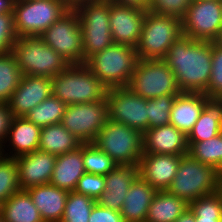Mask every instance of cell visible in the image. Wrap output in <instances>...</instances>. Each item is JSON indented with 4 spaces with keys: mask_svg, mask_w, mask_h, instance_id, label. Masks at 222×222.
<instances>
[{
    "mask_svg": "<svg viewBox=\"0 0 222 222\" xmlns=\"http://www.w3.org/2000/svg\"><path fill=\"white\" fill-rule=\"evenodd\" d=\"M138 176V165H117L105 175V189L96 203L120 212L127 192Z\"/></svg>",
    "mask_w": 222,
    "mask_h": 222,
    "instance_id": "cell-19",
    "label": "cell"
},
{
    "mask_svg": "<svg viewBox=\"0 0 222 222\" xmlns=\"http://www.w3.org/2000/svg\"><path fill=\"white\" fill-rule=\"evenodd\" d=\"M56 158V155L40 150L15 157L21 190L50 184Z\"/></svg>",
    "mask_w": 222,
    "mask_h": 222,
    "instance_id": "cell-18",
    "label": "cell"
},
{
    "mask_svg": "<svg viewBox=\"0 0 222 222\" xmlns=\"http://www.w3.org/2000/svg\"><path fill=\"white\" fill-rule=\"evenodd\" d=\"M96 201L74 191L68 193L61 222H88Z\"/></svg>",
    "mask_w": 222,
    "mask_h": 222,
    "instance_id": "cell-33",
    "label": "cell"
},
{
    "mask_svg": "<svg viewBox=\"0 0 222 222\" xmlns=\"http://www.w3.org/2000/svg\"><path fill=\"white\" fill-rule=\"evenodd\" d=\"M188 154L195 160L222 171V133L202 142H188Z\"/></svg>",
    "mask_w": 222,
    "mask_h": 222,
    "instance_id": "cell-31",
    "label": "cell"
},
{
    "mask_svg": "<svg viewBox=\"0 0 222 222\" xmlns=\"http://www.w3.org/2000/svg\"><path fill=\"white\" fill-rule=\"evenodd\" d=\"M52 95L68 105L105 100L108 88L86 66L69 65L51 78Z\"/></svg>",
    "mask_w": 222,
    "mask_h": 222,
    "instance_id": "cell-2",
    "label": "cell"
},
{
    "mask_svg": "<svg viewBox=\"0 0 222 222\" xmlns=\"http://www.w3.org/2000/svg\"><path fill=\"white\" fill-rule=\"evenodd\" d=\"M156 192L147 181L138 176L130 186L120 211L124 222H145Z\"/></svg>",
    "mask_w": 222,
    "mask_h": 222,
    "instance_id": "cell-24",
    "label": "cell"
},
{
    "mask_svg": "<svg viewBox=\"0 0 222 222\" xmlns=\"http://www.w3.org/2000/svg\"><path fill=\"white\" fill-rule=\"evenodd\" d=\"M22 73L12 52L0 55V102L8 103L18 87Z\"/></svg>",
    "mask_w": 222,
    "mask_h": 222,
    "instance_id": "cell-32",
    "label": "cell"
},
{
    "mask_svg": "<svg viewBox=\"0 0 222 222\" xmlns=\"http://www.w3.org/2000/svg\"><path fill=\"white\" fill-rule=\"evenodd\" d=\"M137 61L135 47L114 43L90 56L84 64L109 89L127 87Z\"/></svg>",
    "mask_w": 222,
    "mask_h": 222,
    "instance_id": "cell-3",
    "label": "cell"
},
{
    "mask_svg": "<svg viewBox=\"0 0 222 222\" xmlns=\"http://www.w3.org/2000/svg\"><path fill=\"white\" fill-rule=\"evenodd\" d=\"M67 105L51 95L35 106L24 117L40 128L61 123Z\"/></svg>",
    "mask_w": 222,
    "mask_h": 222,
    "instance_id": "cell-30",
    "label": "cell"
},
{
    "mask_svg": "<svg viewBox=\"0 0 222 222\" xmlns=\"http://www.w3.org/2000/svg\"><path fill=\"white\" fill-rule=\"evenodd\" d=\"M15 0H0V14L13 12V4Z\"/></svg>",
    "mask_w": 222,
    "mask_h": 222,
    "instance_id": "cell-45",
    "label": "cell"
},
{
    "mask_svg": "<svg viewBox=\"0 0 222 222\" xmlns=\"http://www.w3.org/2000/svg\"><path fill=\"white\" fill-rule=\"evenodd\" d=\"M105 189V175L84 173L78 180L74 192L89 196L95 201Z\"/></svg>",
    "mask_w": 222,
    "mask_h": 222,
    "instance_id": "cell-39",
    "label": "cell"
},
{
    "mask_svg": "<svg viewBox=\"0 0 222 222\" xmlns=\"http://www.w3.org/2000/svg\"><path fill=\"white\" fill-rule=\"evenodd\" d=\"M108 119L137 129L148 130L147 99L133 93L128 87L109 88L106 95Z\"/></svg>",
    "mask_w": 222,
    "mask_h": 222,
    "instance_id": "cell-14",
    "label": "cell"
},
{
    "mask_svg": "<svg viewBox=\"0 0 222 222\" xmlns=\"http://www.w3.org/2000/svg\"><path fill=\"white\" fill-rule=\"evenodd\" d=\"M52 95L51 78L22 75L8 106L13 117H24L35 106Z\"/></svg>",
    "mask_w": 222,
    "mask_h": 222,
    "instance_id": "cell-16",
    "label": "cell"
},
{
    "mask_svg": "<svg viewBox=\"0 0 222 222\" xmlns=\"http://www.w3.org/2000/svg\"><path fill=\"white\" fill-rule=\"evenodd\" d=\"M82 159L86 173L107 175L117 164L93 143L82 144Z\"/></svg>",
    "mask_w": 222,
    "mask_h": 222,
    "instance_id": "cell-35",
    "label": "cell"
},
{
    "mask_svg": "<svg viewBox=\"0 0 222 222\" xmlns=\"http://www.w3.org/2000/svg\"><path fill=\"white\" fill-rule=\"evenodd\" d=\"M146 12V9L111 1L109 25L114 43L136 47Z\"/></svg>",
    "mask_w": 222,
    "mask_h": 222,
    "instance_id": "cell-15",
    "label": "cell"
},
{
    "mask_svg": "<svg viewBox=\"0 0 222 222\" xmlns=\"http://www.w3.org/2000/svg\"><path fill=\"white\" fill-rule=\"evenodd\" d=\"M84 173L81 144L76 150L57 156L50 184L72 192Z\"/></svg>",
    "mask_w": 222,
    "mask_h": 222,
    "instance_id": "cell-25",
    "label": "cell"
},
{
    "mask_svg": "<svg viewBox=\"0 0 222 222\" xmlns=\"http://www.w3.org/2000/svg\"><path fill=\"white\" fill-rule=\"evenodd\" d=\"M175 222H195V216L188 208Z\"/></svg>",
    "mask_w": 222,
    "mask_h": 222,
    "instance_id": "cell-46",
    "label": "cell"
},
{
    "mask_svg": "<svg viewBox=\"0 0 222 222\" xmlns=\"http://www.w3.org/2000/svg\"><path fill=\"white\" fill-rule=\"evenodd\" d=\"M22 75L52 78L69 64L39 36L18 37L11 51Z\"/></svg>",
    "mask_w": 222,
    "mask_h": 222,
    "instance_id": "cell-4",
    "label": "cell"
},
{
    "mask_svg": "<svg viewBox=\"0 0 222 222\" xmlns=\"http://www.w3.org/2000/svg\"><path fill=\"white\" fill-rule=\"evenodd\" d=\"M189 209L195 222H220L222 203L215 192L190 202Z\"/></svg>",
    "mask_w": 222,
    "mask_h": 222,
    "instance_id": "cell-36",
    "label": "cell"
},
{
    "mask_svg": "<svg viewBox=\"0 0 222 222\" xmlns=\"http://www.w3.org/2000/svg\"><path fill=\"white\" fill-rule=\"evenodd\" d=\"M70 7L63 0H15L14 27L18 37L40 36Z\"/></svg>",
    "mask_w": 222,
    "mask_h": 222,
    "instance_id": "cell-9",
    "label": "cell"
},
{
    "mask_svg": "<svg viewBox=\"0 0 222 222\" xmlns=\"http://www.w3.org/2000/svg\"><path fill=\"white\" fill-rule=\"evenodd\" d=\"M182 156L143 153L138 164L139 176L156 191L167 190L174 180Z\"/></svg>",
    "mask_w": 222,
    "mask_h": 222,
    "instance_id": "cell-17",
    "label": "cell"
},
{
    "mask_svg": "<svg viewBox=\"0 0 222 222\" xmlns=\"http://www.w3.org/2000/svg\"><path fill=\"white\" fill-rule=\"evenodd\" d=\"M44 222H61L68 191L51 184L27 189Z\"/></svg>",
    "mask_w": 222,
    "mask_h": 222,
    "instance_id": "cell-22",
    "label": "cell"
},
{
    "mask_svg": "<svg viewBox=\"0 0 222 222\" xmlns=\"http://www.w3.org/2000/svg\"><path fill=\"white\" fill-rule=\"evenodd\" d=\"M182 35L180 18L147 10L142 33L135 47L138 59H163L170 46Z\"/></svg>",
    "mask_w": 222,
    "mask_h": 222,
    "instance_id": "cell-6",
    "label": "cell"
},
{
    "mask_svg": "<svg viewBox=\"0 0 222 222\" xmlns=\"http://www.w3.org/2000/svg\"><path fill=\"white\" fill-rule=\"evenodd\" d=\"M177 95H163L147 99L148 129L170 124V112Z\"/></svg>",
    "mask_w": 222,
    "mask_h": 222,
    "instance_id": "cell-37",
    "label": "cell"
},
{
    "mask_svg": "<svg viewBox=\"0 0 222 222\" xmlns=\"http://www.w3.org/2000/svg\"><path fill=\"white\" fill-rule=\"evenodd\" d=\"M222 133V99L208 98L203 111L187 135L188 142H202Z\"/></svg>",
    "mask_w": 222,
    "mask_h": 222,
    "instance_id": "cell-26",
    "label": "cell"
},
{
    "mask_svg": "<svg viewBox=\"0 0 222 222\" xmlns=\"http://www.w3.org/2000/svg\"><path fill=\"white\" fill-rule=\"evenodd\" d=\"M193 0H151L147 10L160 15L182 18Z\"/></svg>",
    "mask_w": 222,
    "mask_h": 222,
    "instance_id": "cell-40",
    "label": "cell"
},
{
    "mask_svg": "<svg viewBox=\"0 0 222 222\" xmlns=\"http://www.w3.org/2000/svg\"><path fill=\"white\" fill-rule=\"evenodd\" d=\"M127 87L144 99L182 93L173 71L162 59H138Z\"/></svg>",
    "mask_w": 222,
    "mask_h": 222,
    "instance_id": "cell-10",
    "label": "cell"
},
{
    "mask_svg": "<svg viewBox=\"0 0 222 222\" xmlns=\"http://www.w3.org/2000/svg\"><path fill=\"white\" fill-rule=\"evenodd\" d=\"M17 38L13 12L0 14V55L11 52Z\"/></svg>",
    "mask_w": 222,
    "mask_h": 222,
    "instance_id": "cell-41",
    "label": "cell"
},
{
    "mask_svg": "<svg viewBox=\"0 0 222 222\" xmlns=\"http://www.w3.org/2000/svg\"><path fill=\"white\" fill-rule=\"evenodd\" d=\"M181 25L183 35L213 42L222 29V0H193Z\"/></svg>",
    "mask_w": 222,
    "mask_h": 222,
    "instance_id": "cell-13",
    "label": "cell"
},
{
    "mask_svg": "<svg viewBox=\"0 0 222 222\" xmlns=\"http://www.w3.org/2000/svg\"><path fill=\"white\" fill-rule=\"evenodd\" d=\"M0 222H5L1 215H0Z\"/></svg>",
    "mask_w": 222,
    "mask_h": 222,
    "instance_id": "cell-50",
    "label": "cell"
},
{
    "mask_svg": "<svg viewBox=\"0 0 222 222\" xmlns=\"http://www.w3.org/2000/svg\"><path fill=\"white\" fill-rule=\"evenodd\" d=\"M219 171L193 159L189 154L181 157L176 175L167 191L190 203L215 192Z\"/></svg>",
    "mask_w": 222,
    "mask_h": 222,
    "instance_id": "cell-8",
    "label": "cell"
},
{
    "mask_svg": "<svg viewBox=\"0 0 222 222\" xmlns=\"http://www.w3.org/2000/svg\"><path fill=\"white\" fill-rule=\"evenodd\" d=\"M143 152L168 155H187V135L172 124L150 128L143 133Z\"/></svg>",
    "mask_w": 222,
    "mask_h": 222,
    "instance_id": "cell-20",
    "label": "cell"
},
{
    "mask_svg": "<svg viewBox=\"0 0 222 222\" xmlns=\"http://www.w3.org/2000/svg\"><path fill=\"white\" fill-rule=\"evenodd\" d=\"M215 193L218 195L222 203V171L219 172Z\"/></svg>",
    "mask_w": 222,
    "mask_h": 222,
    "instance_id": "cell-47",
    "label": "cell"
},
{
    "mask_svg": "<svg viewBox=\"0 0 222 222\" xmlns=\"http://www.w3.org/2000/svg\"><path fill=\"white\" fill-rule=\"evenodd\" d=\"M40 135L41 128L39 126L28 121L25 117H13L8 136L5 140V144L9 141V146L12 147V154L10 152L8 154L4 150L5 144L3 145L4 147H0V154L15 158L23 154L34 152L39 148Z\"/></svg>",
    "mask_w": 222,
    "mask_h": 222,
    "instance_id": "cell-21",
    "label": "cell"
},
{
    "mask_svg": "<svg viewBox=\"0 0 222 222\" xmlns=\"http://www.w3.org/2000/svg\"><path fill=\"white\" fill-rule=\"evenodd\" d=\"M189 203L167 190L157 191L148 208L146 222H175L187 209Z\"/></svg>",
    "mask_w": 222,
    "mask_h": 222,
    "instance_id": "cell-27",
    "label": "cell"
},
{
    "mask_svg": "<svg viewBox=\"0 0 222 222\" xmlns=\"http://www.w3.org/2000/svg\"><path fill=\"white\" fill-rule=\"evenodd\" d=\"M39 37L69 65L84 64L82 31L74 8H70Z\"/></svg>",
    "mask_w": 222,
    "mask_h": 222,
    "instance_id": "cell-11",
    "label": "cell"
},
{
    "mask_svg": "<svg viewBox=\"0 0 222 222\" xmlns=\"http://www.w3.org/2000/svg\"><path fill=\"white\" fill-rule=\"evenodd\" d=\"M20 190L15 158L0 154V205Z\"/></svg>",
    "mask_w": 222,
    "mask_h": 222,
    "instance_id": "cell-34",
    "label": "cell"
},
{
    "mask_svg": "<svg viewBox=\"0 0 222 222\" xmlns=\"http://www.w3.org/2000/svg\"><path fill=\"white\" fill-rule=\"evenodd\" d=\"M208 98L204 93L182 92L177 95L170 112V124L188 135Z\"/></svg>",
    "mask_w": 222,
    "mask_h": 222,
    "instance_id": "cell-23",
    "label": "cell"
},
{
    "mask_svg": "<svg viewBox=\"0 0 222 222\" xmlns=\"http://www.w3.org/2000/svg\"><path fill=\"white\" fill-rule=\"evenodd\" d=\"M81 144L61 123H58L41 128L38 150L58 156L76 150Z\"/></svg>",
    "mask_w": 222,
    "mask_h": 222,
    "instance_id": "cell-29",
    "label": "cell"
},
{
    "mask_svg": "<svg viewBox=\"0 0 222 222\" xmlns=\"http://www.w3.org/2000/svg\"><path fill=\"white\" fill-rule=\"evenodd\" d=\"M108 120L107 100L68 105L61 124L82 144L92 143Z\"/></svg>",
    "mask_w": 222,
    "mask_h": 222,
    "instance_id": "cell-12",
    "label": "cell"
},
{
    "mask_svg": "<svg viewBox=\"0 0 222 222\" xmlns=\"http://www.w3.org/2000/svg\"><path fill=\"white\" fill-rule=\"evenodd\" d=\"M0 215L5 222H44L27 190L17 191L2 203Z\"/></svg>",
    "mask_w": 222,
    "mask_h": 222,
    "instance_id": "cell-28",
    "label": "cell"
},
{
    "mask_svg": "<svg viewBox=\"0 0 222 222\" xmlns=\"http://www.w3.org/2000/svg\"><path fill=\"white\" fill-rule=\"evenodd\" d=\"M121 5L135 6L141 9H148L151 0H110Z\"/></svg>",
    "mask_w": 222,
    "mask_h": 222,
    "instance_id": "cell-44",
    "label": "cell"
},
{
    "mask_svg": "<svg viewBox=\"0 0 222 222\" xmlns=\"http://www.w3.org/2000/svg\"><path fill=\"white\" fill-rule=\"evenodd\" d=\"M92 143L117 165H138L144 153L141 131L109 119Z\"/></svg>",
    "mask_w": 222,
    "mask_h": 222,
    "instance_id": "cell-7",
    "label": "cell"
},
{
    "mask_svg": "<svg viewBox=\"0 0 222 222\" xmlns=\"http://www.w3.org/2000/svg\"><path fill=\"white\" fill-rule=\"evenodd\" d=\"M70 8H73L77 4L87 1V0H63Z\"/></svg>",
    "mask_w": 222,
    "mask_h": 222,
    "instance_id": "cell-48",
    "label": "cell"
},
{
    "mask_svg": "<svg viewBox=\"0 0 222 222\" xmlns=\"http://www.w3.org/2000/svg\"><path fill=\"white\" fill-rule=\"evenodd\" d=\"M212 68L208 97L222 99V48L212 42Z\"/></svg>",
    "mask_w": 222,
    "mask_h": 222,
    "instance_id": "cell-38",
    "label": "cell"
},
{
    "mask_svg": "<svg viewBox=\"0 0 222 222\" xmlns=\"http://www.w3.org/2000/svg\"><path fill=\"white\" fill-rule=\"evenodd\" d=\"M173 71L181 92L204 93L212 68V42L180 36L162 59Z\"/></svg>",
    "mask_w": 222,
    "mask_h": 222,
    "instance_id": "cell-1",
    "label": "cell"
},
{
    "mask_svg": "<svg viewBox=\"0 0 222 222\" xmlns=\"http://www.w3.org/2000/svg\"><path fill=\"white\" fill-rule=\"evenodd\" d=\"M88 222H124L119 211L107 209L97 203L92 208Z\"/></svg>",
    "mask_w": 222,
    "mask_h": 222,
    "instance_id": "cell-42",
    "label": "cell"
},
{
    "mask_svg": "<svg viewBox=\"0 0 222 222\" xmlns=\"http://www.w3.org/2000/svg\"><path fill=\"white\" fill-rule=\"evenodd\" d=\"M213 42L222 48V29L219 32L218 37Z\"/></svg>",
    "mask_w": 222,
    "mask_h": 222,
    "instance_id": "cell-49",
    "label": "cell"
},
{
    "mask_svg": "<svg viewBox=\"0 0 222 222\" xmlns=\"http://www.w3.org/2000/svg\"><path fill=\"white\" fill-rule=\"evenodd\" d=\"M110 0H87L74 6L83 38L84 63L114 44L109 25Z\"/></svg>",
    "mask_w": 222,
    "mask_h": 222,
    "instance_id": "cell-5",
    "label": "cell"
},
{
    "mask_svg": "<svg viewBox=\"0 0 222 222\" xmlns=\"http://www.w3.org/2000/svg\"><path fill=\"white\" fill-rule=\"evenodd\" d=\"M13 115L7 103L0 102V147H3L11 126Z\"/></svg>",
    "mask_w": 222,
    "mask_h": 222,
    "instance_id": "cell-43",
    "label": "cell"
}]
</instances>
